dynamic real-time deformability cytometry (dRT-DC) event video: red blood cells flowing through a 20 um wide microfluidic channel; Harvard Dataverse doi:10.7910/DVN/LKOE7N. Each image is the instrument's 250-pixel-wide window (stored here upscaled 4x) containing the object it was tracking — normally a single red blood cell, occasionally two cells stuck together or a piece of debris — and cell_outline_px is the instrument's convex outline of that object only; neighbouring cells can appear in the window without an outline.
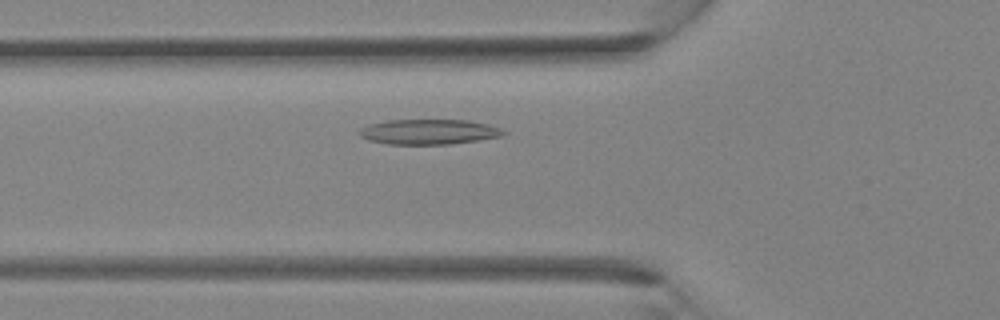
{"species": "Egyptian fruit bat (a non-hibernating species)", "species_latin": "Rousettus aegyptiacus", "temperature_condition": "room temperature", "stored_images_in_passage": 33, "camera_frame_rate_fps": 3000, "um_per_image_px": 0.085, "animal": {"sex": "female"}, "frame": {"image": 1, "passage_image": 9, "time_ms": 2.667, "image_size_px": [1000, 320], "cell_outline_px": [[508, 132], [500, 136], [476, 140], [448, 144], [388, 144], [368, 140], [360, 136], [360, 128], [368, 124], [388, 120], [468, 120], [488, 124], [500, 128]], "centroid_in_image_um": [36.43, 11.2], "position_along_channel_um": 89.4, "area_um2": 20.98}}
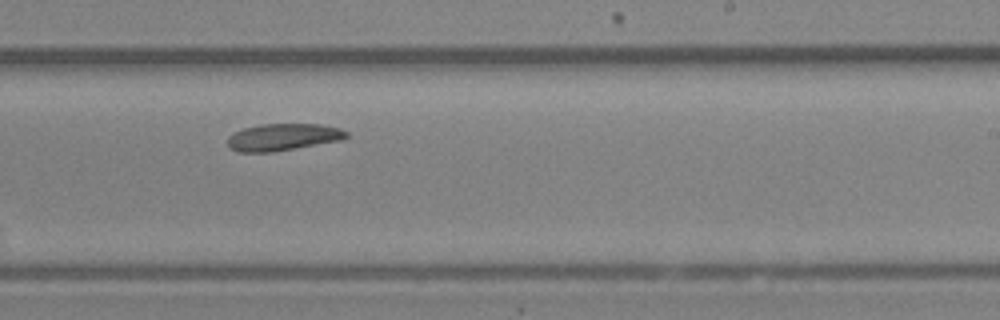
{"frame": {"image": 2, "passage_image": 19, "time_ms": 6.0, "image_size_px": [1000, 320], "cell_outline_px": [[348, 136], [340, 140], [272, 152], [236, 152], [228, 148], [228, 136], [232, 132], [244, 128], [260, 124], [320, 124], [340, 128], [348, 132]], "centroid_in_image_um": [24.0, 11.65], "position_along_channel_um": 265.0, "area_um2": 18.73}}
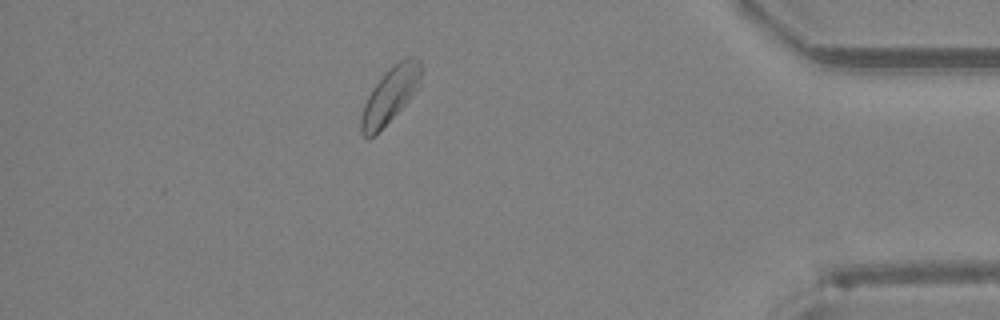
{"frame": {"image": 3, "passage_image": 29, "time_ms": 9.333, "image_size_px": [1000, 320], "cell_outline_px": [[420, 80], [416, 92], [368, 140], [360, 132], [360, 116], [364, 104], [372, 88], [392, 64], [408, 56], [412, 56], [420, 60]], "centroid_in_image_um": [33.14, 8.05], "position_along_channel_um": 402.1, "area_um2": 18.96}}